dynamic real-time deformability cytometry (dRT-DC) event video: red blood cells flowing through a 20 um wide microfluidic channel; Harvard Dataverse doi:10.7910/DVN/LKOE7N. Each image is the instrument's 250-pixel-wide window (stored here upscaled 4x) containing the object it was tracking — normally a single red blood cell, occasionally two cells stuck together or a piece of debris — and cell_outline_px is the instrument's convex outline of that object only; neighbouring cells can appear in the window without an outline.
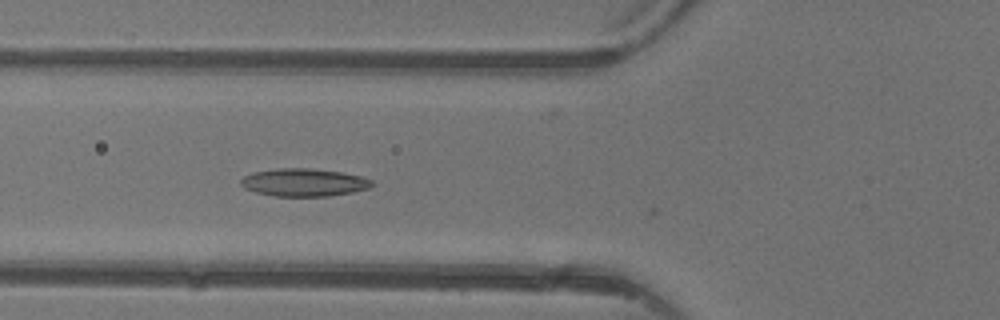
{"species": "common noctule bat (a hibernating species)", "species_latin": "Nyctalus noctula", "temperature_condition": "warm", "stored_images_in_passage": 4, "camera_frame_rate_fps": 3000, "um_per_image_px": 0.085, "animal": {"sex": "female"}, "frame": {"image": 1, "passage_image": 4, "time_ms": 4.333, "image_size_px": [1000, 320], "cell_outline_px": [[376, 184], [368, 188], [352, 192], [328, 196], [276, 196], [256, 192], [244, 188], [240, 184], [240, 180], [244, 176], [252, 172], [276, 168], [308, 168], [340, 172], [360, 176], [372, 180]], "centroid_in_image_um": [25.81, 15.5], "position_along_channel_um": 100.0, "area_um2": 21.21}}